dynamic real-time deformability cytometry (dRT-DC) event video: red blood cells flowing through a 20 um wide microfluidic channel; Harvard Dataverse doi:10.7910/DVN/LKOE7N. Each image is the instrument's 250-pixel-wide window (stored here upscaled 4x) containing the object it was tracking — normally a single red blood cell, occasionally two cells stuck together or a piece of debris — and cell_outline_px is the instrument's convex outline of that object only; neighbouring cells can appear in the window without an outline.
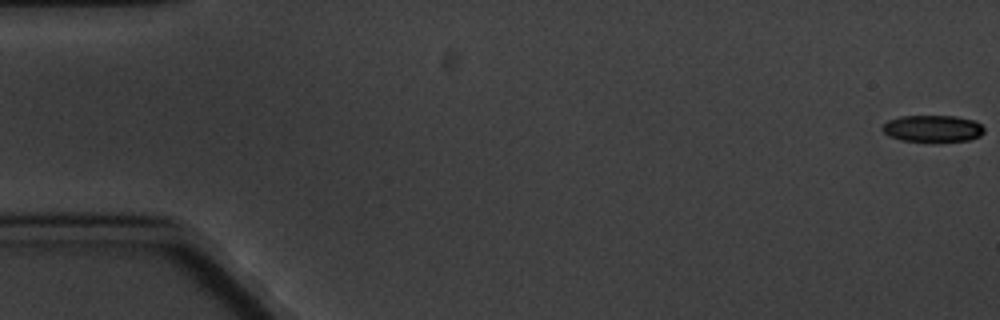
{"species": "common noctule bat (a hibernating species)", "species_latin": "Nyctalus noctula", "temperature_condition": "cold", "stored_images_in_passage": 5, "camera_frame_rate_fps": 3000, "um_per_image_px": 0.085, "animal": {"sex": "male", "body_mass_g": 20.1, "forearm_length_mm": 53.5}, "frame": {"image": 1, "passage_image": 1, "time_ms": 0.0, "image_size_px": [1000, 320], "cell_outline_px": [[984, 132], [980, 136], [968, 140], [936, 144], [900, 140], [888, 136], [880, 128], [888, 120], [900, 116], [956, 116], [972, 120], [980, 124], [984, 128]], "centroid_in_image_um": [79.26, 10.97], "position_along_channel_um": 5.7, "area_um2": 16.53}}